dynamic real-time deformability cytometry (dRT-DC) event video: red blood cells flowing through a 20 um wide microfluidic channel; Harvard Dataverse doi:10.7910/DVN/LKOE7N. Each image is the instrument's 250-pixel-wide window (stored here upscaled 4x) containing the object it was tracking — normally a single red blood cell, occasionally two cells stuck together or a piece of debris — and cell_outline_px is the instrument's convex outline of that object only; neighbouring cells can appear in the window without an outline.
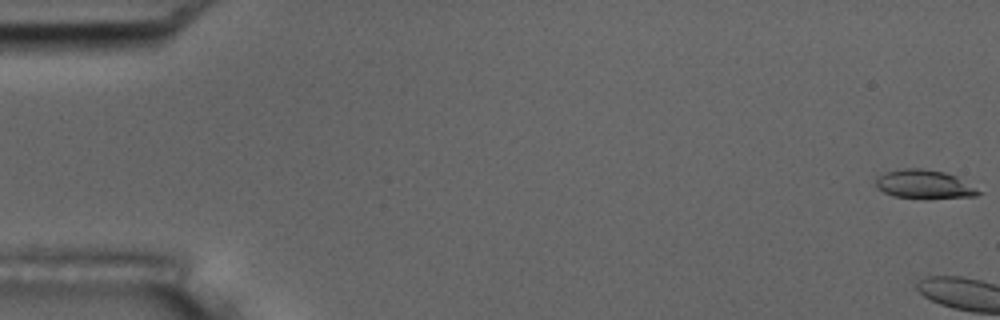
{"species": "common noctule bat (a hibernating species)", "species_latin": "Nyctalus noctula", "temperature_condition": "room temperature", "stored_images_in_passage": 16, "camera_frame_rate_fps": 3000, "um_per_image_px": 0.085, "animal": {"sex": "male", "body_mass_g": 17.5, "forearm_length_mm": 52.3}, "frame": {"image": 1, "passage_image": 1, "time_ms": 0.0, "image_size_px": [1000, 320], "cell_outline_px": [[984, 192], [976, 196], [892, 196], [876, 188], [876, 180], [880, 176], [888, 172], [904, 168], [920, 168], [944, 172], [956, 176]], "centroid_in_image_um": [78.56, 15.63], "position_along_channel_um": 6.4, "area_um2": 16.3}}